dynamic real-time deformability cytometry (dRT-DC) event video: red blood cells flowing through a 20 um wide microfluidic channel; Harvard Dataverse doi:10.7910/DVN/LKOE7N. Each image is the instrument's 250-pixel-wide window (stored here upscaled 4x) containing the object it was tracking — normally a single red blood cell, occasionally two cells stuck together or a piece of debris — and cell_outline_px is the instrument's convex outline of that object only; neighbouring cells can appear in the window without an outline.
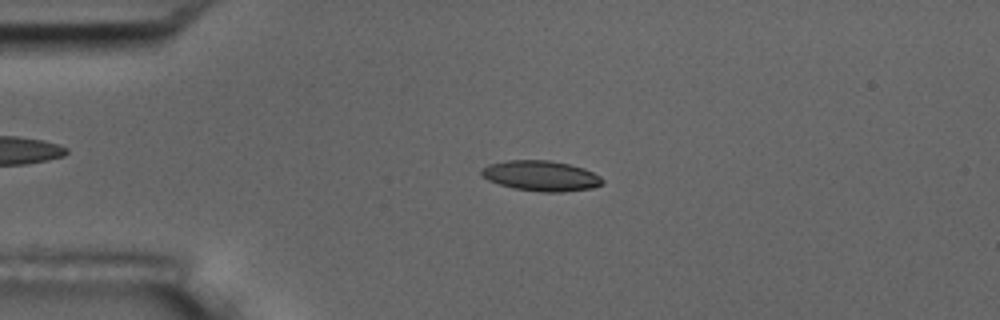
{"species": "common noctule bat (a hibernating species)", "species_latin": "Nyctalus noctula", "temperature_condition": "room temperature", "stored_images_in_passage": 48, "camera_frame_rate_fps": 3000, "um_per_image_px": 0.085, "animal": {"sex": "male", "body_mass_g": 17.5, "forearm_length_mm": 52.3}, "frame": {"image": 1, "passage_image": 5, "time_ms": 1.333, "image_size_px": [1000, 320], "cell_outline_px": [[604, 184], [592, 188], [564, 192], [540, 192], [512, 188], [488, 180], [480, 176], [480, 168], [488, 164], [508, 160], [548, 160], [568, 164], [584, 168], [600, 176], [604, 180]], "centroid_in_image_um": [45.96, 14.95], "position_along_channel_um": 39.0, "area_um2": 21.62}}
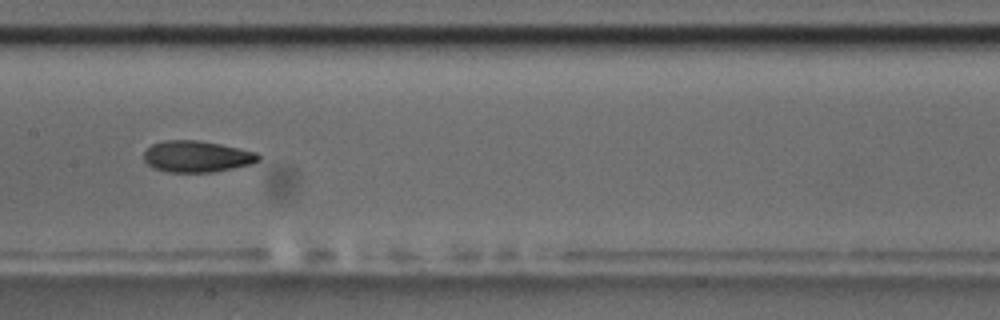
{"frame": {"image": 2, "passage_image": 20, "time_ms": 6.333, "image_size_px": [1000, 320], "cell_outline_px": [[260, 160], [252, 164], [216, 172], [168, 172], [152, 168], [144, 160], [144, 152], [152, 144], [164, 140], [196, 140], [220, 144], [256, 152], [260, 156]], "centroid_in_image_um": [16.73, 13.31], "position_along_channel_um": 190.7, "area_um2": 21.04}}
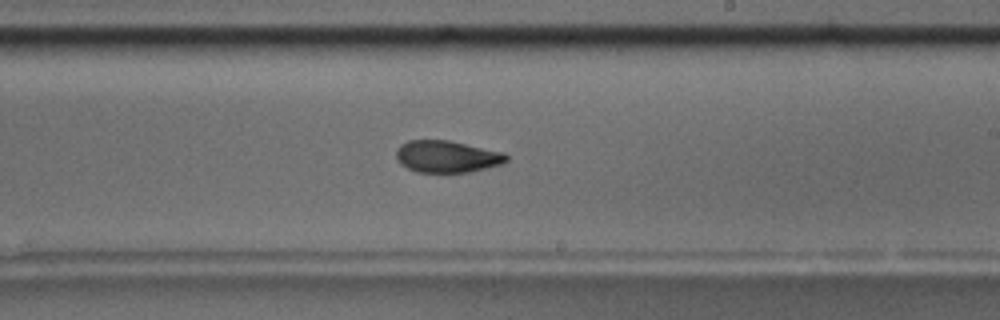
{"frame": {"image": 3, "passage_image": 25, "time_ms": 8.0, "image_size_px": [1000, 320], "cell_outline_px": [[508, 160], [504, 164], [468, 172], [416, 172], [400, 164], [396, 160], [396, 148], [400, 144], [408, 140], [448, 140], [504, 152], [508, 156]], "centroid_in_image_um": [37.98, 13.3], "position_along_channel_um": 251.0, "area_um2": 20.69}, "authors_computed_cell_mechanics": {"area_um2": 21.2415, "velocity_mm_per_s": 3.6382, "shape_relaxation_time_tau1_ms": 8.7145, "shape_relaxation_time_tau2_ms": 2.4537, "deformation_change_tau1": 0.1917, "deformation_change_tau2": 0.0832}}